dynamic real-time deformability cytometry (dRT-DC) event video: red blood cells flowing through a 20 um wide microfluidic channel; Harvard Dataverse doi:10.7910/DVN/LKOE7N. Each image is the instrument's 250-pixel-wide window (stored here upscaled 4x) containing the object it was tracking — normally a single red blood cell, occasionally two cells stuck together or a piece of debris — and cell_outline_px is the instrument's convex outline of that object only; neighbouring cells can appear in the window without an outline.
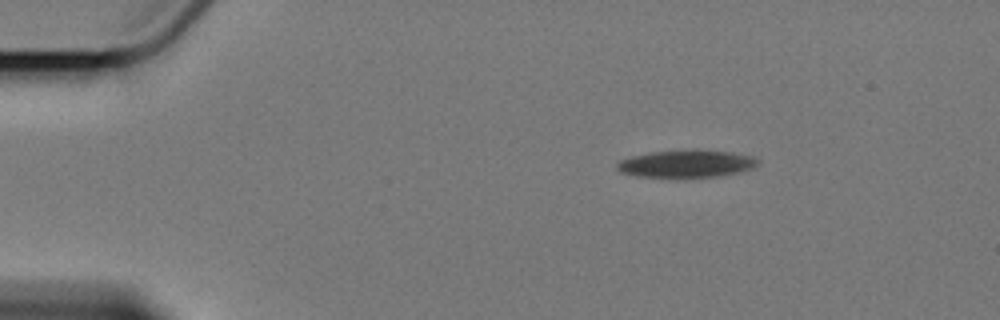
{"species": "Egyptian fruit bat (a non-hibernating species)", "species_latin": "Rousettus aegyptiacus", "temperature_condition": "cold", "stored_images_in_passage": 3, "camera_frame_rate_fps": 3000, "um_per_image_px": 0.085, "animal": {"sex": "female"}, "frame": {"image": 1, "passage_image": 1, "time_ms": 0.0, "image_size_px": [1000, 320], "cell_outline_px": [[760, 160], [752, 168], [740, 172], [724, 176], [684, 180], [668, 180], [636, 176], [620, 172], [616, 168], [616, 164], [620, 160], [632, 156], [652, 152], [728, 152], [752, 156]], "centroid_in_image_um": [58.28, 14.02], "position_along_channel_um": 26.7, "area_um2": 22.83}}